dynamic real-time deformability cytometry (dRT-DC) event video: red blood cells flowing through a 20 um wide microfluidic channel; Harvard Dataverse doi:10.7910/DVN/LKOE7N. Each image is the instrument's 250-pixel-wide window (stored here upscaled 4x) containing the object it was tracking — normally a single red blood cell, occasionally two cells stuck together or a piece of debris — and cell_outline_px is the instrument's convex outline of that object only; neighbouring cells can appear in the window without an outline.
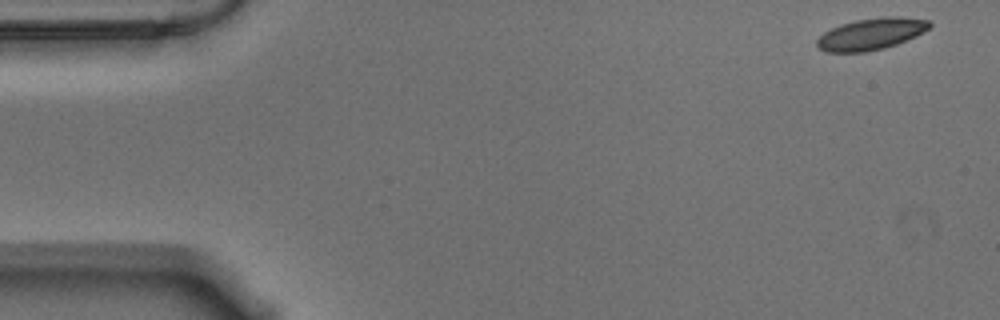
{"species": "Egyptian fruit bat (a non-hibernating species)", "species_latin": "Rousettus aegyptiacus", "temperature_condition": "warm", "stored_images_in_passage": 55, "camera_frame_rate_fps": 3000, "um_per_image_px": 0.085, "animal": {"sex": "male"}, "frame": {"image": 1, "passage_image": 1, "time_ms": 0.0, "image_size_px": [1000, 320], "cell_outline_px": [[932, 24], [924, 32], [916, 36], [896, 44], [884, 48], [864, 52], [824, 52], [816, 48], [816, 40], [824, 32], [840, 24], [856, 20], [884, 16], [900, 16], [928, 20]], "centroid_in_image_um": [74.02, 2.89], "position_along_channel_um": 11.0, "area_um2": 20.87}}
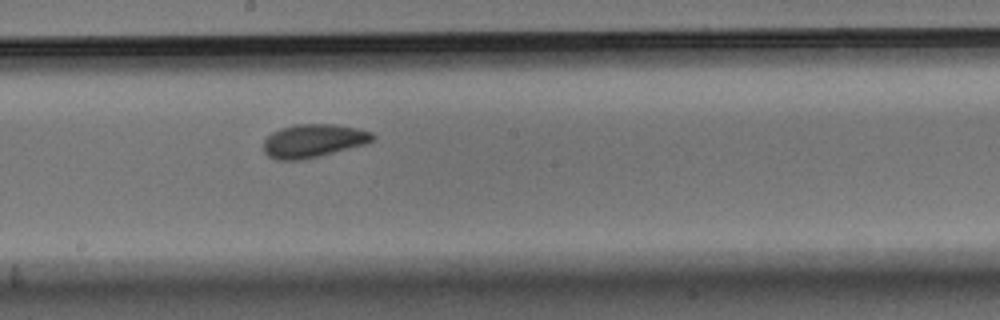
{"frame": {"image": 2, "passage_image": 29, "time_ms": 9.333, "image_size_px": [1000, 320], "cell_outline_px": [[376, 136], [372, 140], [364, 144], [320, 156], [300, 160], [276, 160], [268, 156], [264, 152], [264, 140], [272, 132], [280, 128], [296, 124], [336, 124], [360, 128], [372, 132]], "centroid_in_image_um": [26.63, 11.96], "position_along_channel_um": 221.6, "area_um2": 21.27}}
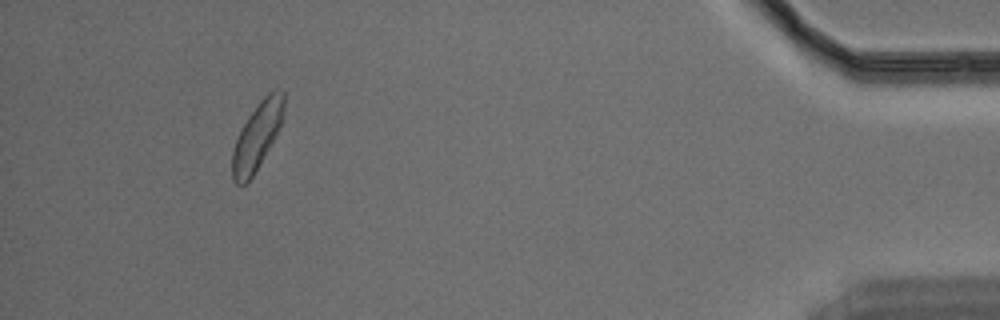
{"frame": {"image": 3, "passage_image": 51, "time_ms": 16.667, "image_size_px": [1000, 320], "cell_outline_px": [[284, 112], [276, 136], [248, 184], [236, 184], [232, 180], [232, 152], [236, 140], [248, 116], [260, 100], [268, 92], [276, 88], [284, 92]], "centroid_in_image_um": [21.85, 11.57], "position_along_channel_um": 413.3, "area_um2": 20.11}, "authors_computed_cell_mechanics": {"area_um2": 20.6346, "velocity_mm_per_s": 3.5239, "shape_relaxation_time_tau1_ms": 5.1859, "shape_relaxation_time_tau2_ms": 2.3423, "deformation_change_tau1": 0.1208, "deformation_change_tau2": 0.0581}}